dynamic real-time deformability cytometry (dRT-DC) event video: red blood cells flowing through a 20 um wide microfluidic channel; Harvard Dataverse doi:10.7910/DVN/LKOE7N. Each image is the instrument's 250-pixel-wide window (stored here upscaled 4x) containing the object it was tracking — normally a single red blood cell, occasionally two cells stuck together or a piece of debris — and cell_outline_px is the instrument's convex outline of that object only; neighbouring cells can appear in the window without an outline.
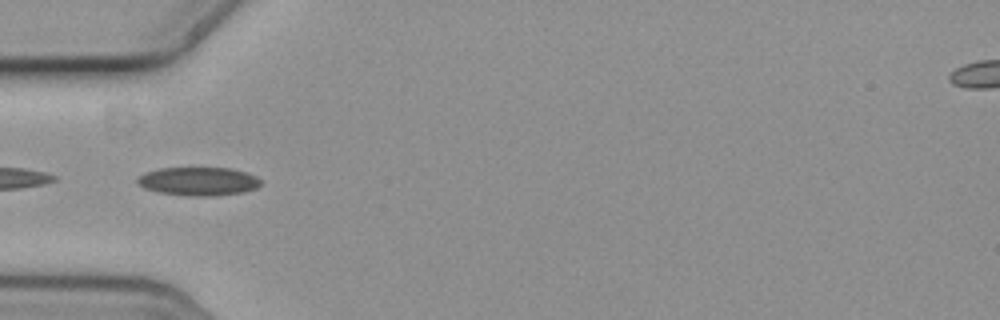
{"species": "common noctule bat (a hibernating species)", "species_latin": "Nyctalus noctula", "temperature_condition": "cold", "stored_images_in_passage": 20, "camera_frame_rate_fps": 3000, "um_per_image_px": 0.085, "animal": {"sex": "female", "body_mass_g": 19.3, "forearm_length_mm": 54.1}, "frame": {"image": 1, "passage_image": 12, "time_ms": 3.667, "image_size_px": [1000, 320], "cell_outline_px": [[260, 184], [256, 188], [244, 192], [216, 196], [188, 196], [160, 192], [144, 188], [136, 184], [136, 180], [140, 176], [148, 172], [160, 168], [232, 168], [248, 172], [256, 176], [260, 180]], "centroid_in_image_um": [16.9, 15.41], "position_along_channel_um": 68.1, "area_um2": 20.52}}